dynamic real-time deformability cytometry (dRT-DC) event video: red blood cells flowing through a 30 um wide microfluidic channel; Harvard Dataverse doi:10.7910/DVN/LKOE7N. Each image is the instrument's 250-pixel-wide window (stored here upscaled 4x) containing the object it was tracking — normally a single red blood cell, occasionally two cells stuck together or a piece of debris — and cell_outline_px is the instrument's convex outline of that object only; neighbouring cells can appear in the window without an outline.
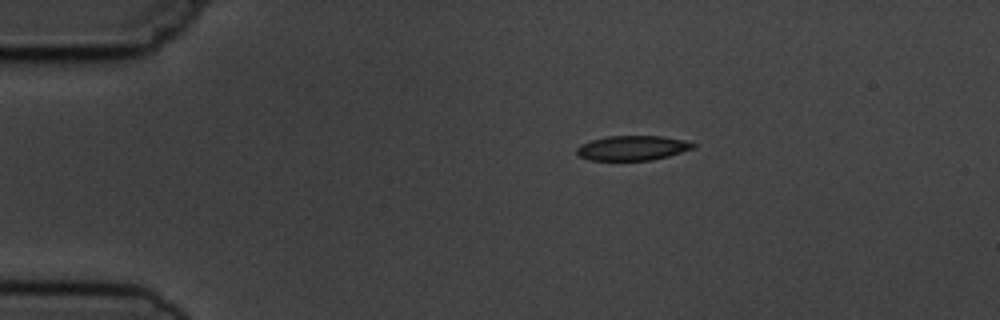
{"species": "common noctule bat (a hibernating species)", "species_latin": "Nyctalus noctula", "temperature_condition": "cold", "stored_images_in_passage": 9, "camera_frame_rate_fps": 3000, "um_per_image_px": 0.085, "animal": {"sex": "male", "body_mass_g": 19.5, "forearm_length_mm": 54.6}, "frame": {"image": 1, "passage_image": 1, "time_ms": 0.0, "image_size_px": [1000, 320], "cell_outline_px": [[696, 148], [668, 156], [652, 160], [588, 160], [580, 156], [576, 152], [576, 148], [580, 144], [592, 140], [608, 136], [664, 136], [684, 140], [696, 144]], "centroid_in_image_um": [53.77, 12.58], "position_along_channel_um": 31.2, "area_um2": 16.82}}
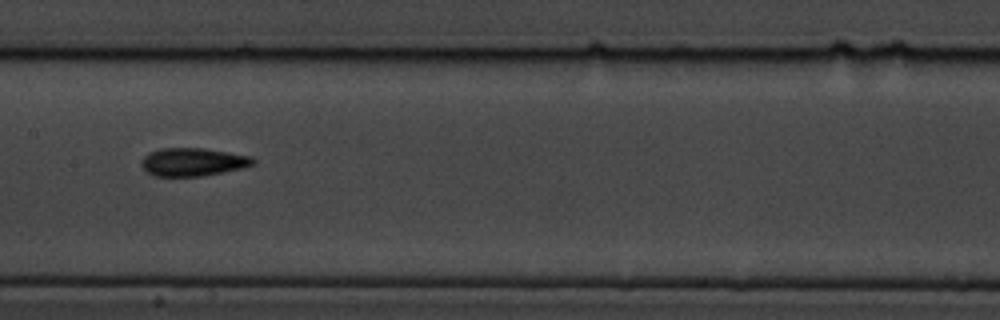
{"frame": {"image": 2, "passage_image": 6, "time_ms": 5.667, "image_size_px": [1000, 320], "cell_outline_px": [[256, 164], [244, 168], [200, 176], [156, 176], [148, 172], [140, 164], [140, 160], [148, 152], [160, 148], [204, 148], [252, 156], [256, 160]], "centroid_in_image_um": [16.41, 13.76], "position_along_channel_um": 191.0, "area_um2": 18.44}}
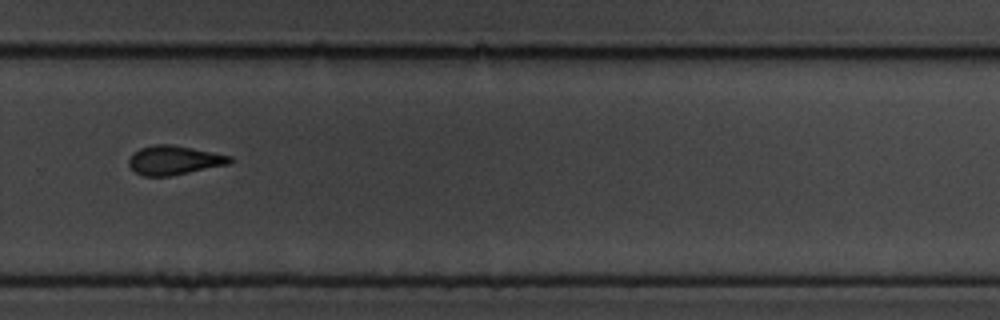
{"frame": {"image": 3, "passage_image": 9, "time_ms": 9.0, "image_size_px": [1000, 320], "cell_outline_px": [[236, 160], [228, 164], [168, 176], [144, 176], [136, 172], [128, 164], [128, 160], [132, 152], [140, 148], [152, 144], [172, 144], [232, 156]], "centroid_in_image_um": [14.78, 13.6], "position_along_channel_um": 315.0, "area_um2": 17.11}}